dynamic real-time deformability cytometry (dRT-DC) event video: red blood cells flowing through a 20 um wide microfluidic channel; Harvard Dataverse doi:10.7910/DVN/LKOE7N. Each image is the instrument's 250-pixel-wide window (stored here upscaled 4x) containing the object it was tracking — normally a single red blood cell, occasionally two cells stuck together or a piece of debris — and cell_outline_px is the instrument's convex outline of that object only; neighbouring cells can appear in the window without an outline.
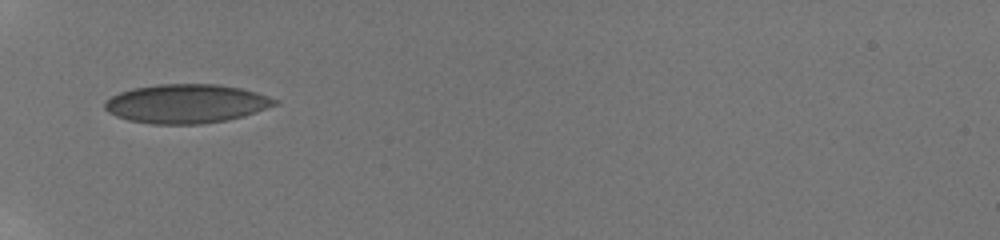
{"species": "human", "species_latin": "Homo sapiens", "temperature_condition": "room temperature", "stored_images_in_passage": 3, "camera_frame_rate_fps": 3000, "um_per_image_px": 0.085, "donor": {"sex": "male"}, "frame": {"image": 1, "passage_image": 1, "time_ms": 0.0, "image_size_px": [1000, 240], "cell_outline_px": [[280, 104], [244, 116], [228, 120], [204, 124], [152, 124], [128, 120], [116, 116], [108, 112], [104, 108], [104, 104], [112, 96], [120, 92], [136, 88], [156, 84], [216, 84], [240, 88], [256, 92], [280, 100]], "centroid_in_image_um": [15.88, 8.82], "position_along_channel_um": 69.1, "area_um2": 38.73}}
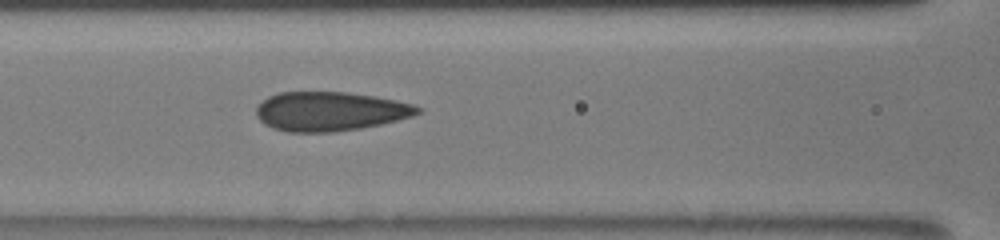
{"frame": {"image": 2, "passage_image": 3, "time_ms": 2.0, "image_size_px": [1000, 240], "cell_outline_px": [[424, 108], [420, 112], [412, 116], [380, 124], [360, 128], [332, 132], [288, 132], [272, 128], [264, 124], [256, 116], [256, 108], [268, 96], [280, 92], [348, 92], [376, 96], [396, 100], [412, 104]], "centroid_in_image_um": [28.05, 9.46], "position_along_channel_um": 138.5, "area_um2": 36.88}}